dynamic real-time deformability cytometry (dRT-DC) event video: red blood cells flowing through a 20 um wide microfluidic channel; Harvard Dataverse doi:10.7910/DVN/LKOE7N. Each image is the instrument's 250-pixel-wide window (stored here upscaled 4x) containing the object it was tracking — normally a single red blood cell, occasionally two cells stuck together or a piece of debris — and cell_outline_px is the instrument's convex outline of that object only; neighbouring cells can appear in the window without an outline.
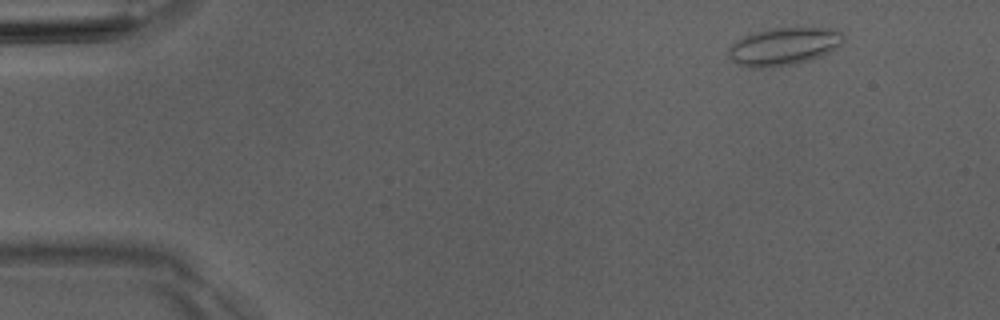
{"species": "Egyptian fruit bat (a non-hibernating species)", "species_latin": "Rousettus aegyptiacus", "temperature_condition": "room temperature", "stored_images_in_passage": 5, "camera_frame_rate_fps": 3000, "um_per_image_px": 0.085, "animal": {"sex": "male"}, "frame": {"image": 1, "passage_image": 1, "time_ms": 0.0, "image_size_px": [1000, 320], "cell_outline_px": [[844, 40], [836, 48], [812, 60], [796, 64], [772, 68], [748, 68], [736, 64], [728, 56], [728, 48], [732, 44], [744, 36], [772, 28], [836, 28], [844, 32]], "centroid_in_image_um": [66.64, 3.97], "position_along_channel_um": 18.4, "area_um2": 25.55}}